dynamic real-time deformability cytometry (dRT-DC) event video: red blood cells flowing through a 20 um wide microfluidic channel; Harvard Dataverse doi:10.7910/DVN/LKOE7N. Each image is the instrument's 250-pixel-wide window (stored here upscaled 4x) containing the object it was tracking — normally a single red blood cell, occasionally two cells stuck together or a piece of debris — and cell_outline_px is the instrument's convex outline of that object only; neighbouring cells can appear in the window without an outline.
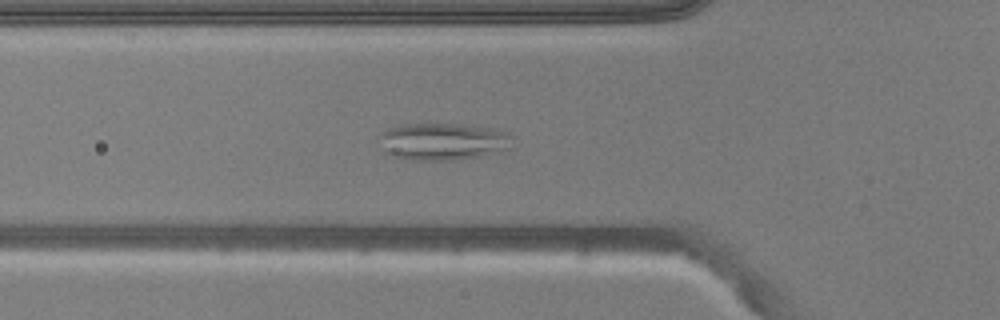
{"species": "common noctule bat (a hibernating species)", "species_latin": "Nyctalus noctula", "temperature_condition": "warm", "stored_images_in_passage": 16, "camera_frame_rate_fps": 3000, "um_per_image_px": 0.085, "animal": {"sex": "male", "body_mass_g": 20.5, "forearm_length_mm": 52.5}, "frame": {"image": 1, "passage_image": 10, "time_ms": 3.0, "image_size_px": [1000, 320], "cell_outline_px": [[512, 148], [480, 156], [452, 160], [408, 160], [388, 156], [384, 152], [380, 136], [388, 128], [400, 124], [452, 124], [496, 128], [508, 132], [512, 136]], "centroid_in_image_um": [37.66, 12.03], "position_along_channel_um": 88.1, "area_um2": 29.07}}